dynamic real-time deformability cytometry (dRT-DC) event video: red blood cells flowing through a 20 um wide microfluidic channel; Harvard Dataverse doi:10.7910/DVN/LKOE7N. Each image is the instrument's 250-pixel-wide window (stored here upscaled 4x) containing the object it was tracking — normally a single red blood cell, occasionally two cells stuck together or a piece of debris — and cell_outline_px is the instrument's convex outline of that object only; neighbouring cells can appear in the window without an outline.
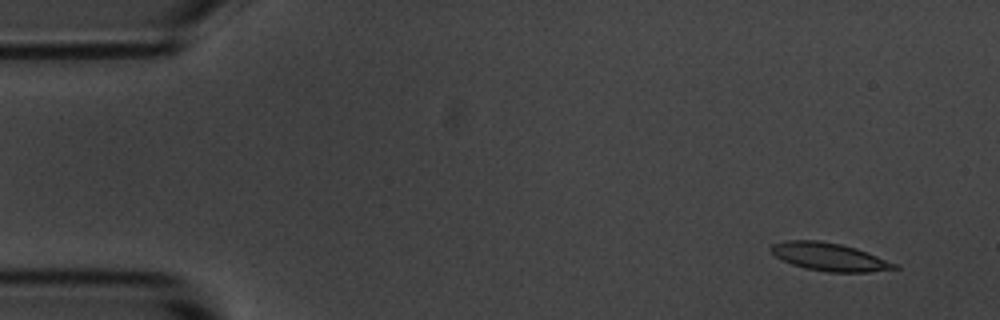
{"species": "common noctule bat (a hibernating species)", "species_latin": "Nyctalus noctula", "temperature_condition": "room temperature", "stored_images_in_passage": 5, "camera_frame_rate_fps": 3000, "um_per_image_px": 0.085, "animal": {"sex": "male", "body_mass_g": 20.1, "forearm_length_mm": 53.5}, "frame": {"image": 1, "passage_image": 2, "time_ms": 0.333, "image_size_px": [1000, 320], "cell_outline_px": [[900, 268], [868, 272], [828, 272], [804, 268], [792, 264], [776, 256], [768, 248], [772, 244], [784, 240], [816, 240], [840, 244], [856, 248], [868, 252], [900, 264]], "centroid_in_image_um": [70.53, 21.83], "position_along_channel_um": 14.5, "area_um2": 20.23}}
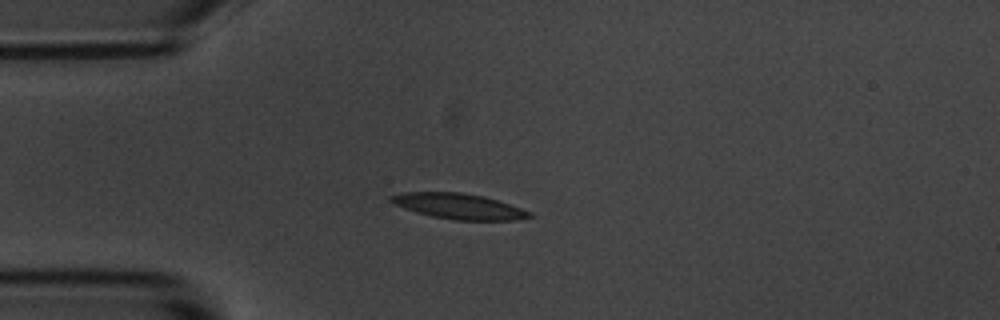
{"frame": {"image": 2, "passage_image": 5, "time_ms": 1.333, "image_size_px": [1000, 320], "cell_outline_px": [[536, 216], [516, 220], [452, 220], [432, 216], [416, 212], [404, 208], [388, 200], [388, 196], [404, 192], [460, 192], [484, 196], [532, 212]], "centroid_in_image_um": [39.0, 17.53], "position_along_channel_um": 46.0, "area_um2": 20.58}}